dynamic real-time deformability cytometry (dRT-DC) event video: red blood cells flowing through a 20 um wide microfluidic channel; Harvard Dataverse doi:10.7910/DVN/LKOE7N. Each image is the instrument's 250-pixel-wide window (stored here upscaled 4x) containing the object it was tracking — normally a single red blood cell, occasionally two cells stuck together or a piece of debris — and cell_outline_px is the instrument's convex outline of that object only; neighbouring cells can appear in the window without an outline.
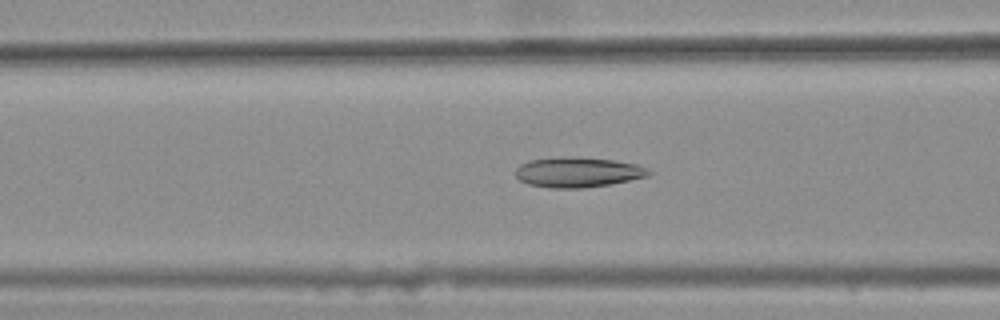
{"species": "common noctule bat (a hibernating species)", "species_latin": "Nyctalus noctula", "temperature_condition": "warm", "stored_images_in_passage": 40, "camera_frame_rate_fps": 3000, "um_per_image_px": 0.085, "animal": {"sex": "female", "body_mass_g": 25.1}, "frame": {"image": 1, "passage_image": 14, "time_ms": 4.333, "image_size_px": [1000, 320], "cell_outline_px": [[652, 172], [648, 176], [608, 184], [580, 188], [552, 188], [528, 184], [520, 180], [516, 176], [516, 168], [520, 164], [528, 160], [612, 160], [636, 164]], "centroid_in_image_um": [49.1, 14.7], "position_along_channel_um": 117.5, "area_um2": 21.85}}
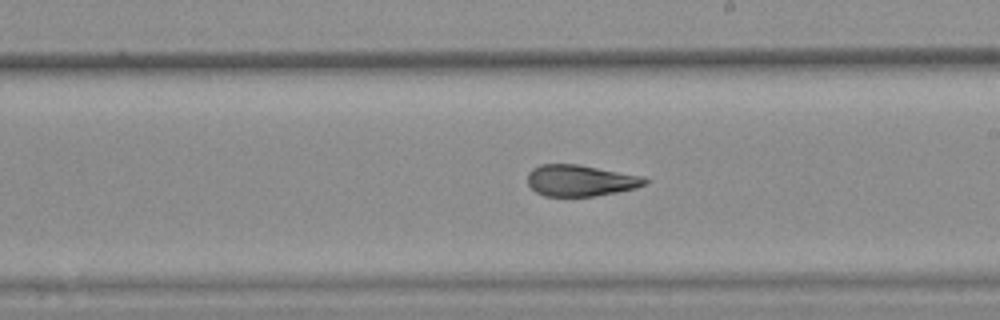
{"frame": {"image": 2, "passage_image": 24, "time_ms": 7.667, "image_size_px": [1000, 320], "cell_outline_px": [[648, 180], [644, 184], [636, 188], [596, 196], [544, 196], [536, 192], [528, 184], [528, 172], [532, 168], [540, 164], [576, 164], [644, 176]], "centroid_in_image_um": [49.31, 15.34], "position_along_channel_um": 239.7, "area_um2": 21.39}}
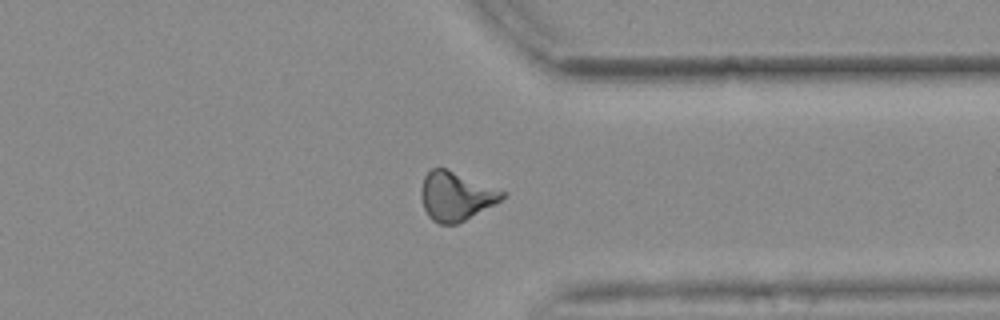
{"frame": {"image": 3, "passage_image": 35, "time_ms": 11.333, "image_size_px": [1000, 320], "cell_outline_px": [[508, 192], [500, 200], [464, 220], [456, 224], [440, 224], [432, 220], [428, 216], [424, 208], [420, 196], [420, 192], [424, 176], [432, 168], [444, 168]], "centroid_in_image_um": [38.71, 16.67], "position_along_channel_um": 372.7, "area_um2": 22.72}, "authors_computed_cell_mechanics": {"area_um2": 22.3686, "velocity_mm_per_s": 3.6812, "shape_relaxation_time_tau1_ms": 11.3444, "shape_relaxation_time_tau2_ms": 1.6383, "deformation_change_tau1": 0.2596, "deformation_change_tau2": 0.0867}}